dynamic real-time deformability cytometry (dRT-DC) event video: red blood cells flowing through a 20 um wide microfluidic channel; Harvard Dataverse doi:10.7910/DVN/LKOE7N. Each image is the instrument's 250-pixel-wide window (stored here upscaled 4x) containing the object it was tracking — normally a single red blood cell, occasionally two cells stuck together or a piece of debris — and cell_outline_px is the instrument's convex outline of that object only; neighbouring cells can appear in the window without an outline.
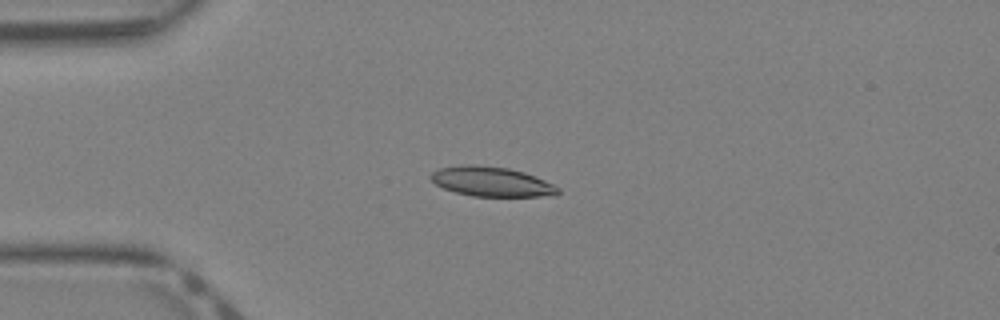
{"species": "Egyptian fruit bat (a non-hibernating species)", "species_latin": "Rousettus aegyptiacus", "temperature_condition": "warm", "stored_images_in_passage": 40, "camera_frame_rate_fps": 3000, "um_per_image_px": 0.085, "animal": {"sex": "female"}, "frame": {"image": 1, "passage_image": 10, "time_ms": 3.0, "image_size_px": [1000, 320], "cell_outline_px": [[560, 192], [556, 196], [472, 196], [456, 192], [444, 188], [436, 184], [428, 176], [432, 172], [440, 168], [464, 164], [472, 164], [508, 168], [524, 172], [544, 180], [560, 188]], "centroid_in_image_um": [41.79, 15.44], "position_along_channel_um": 43.2, "area_um2": 21.96}}
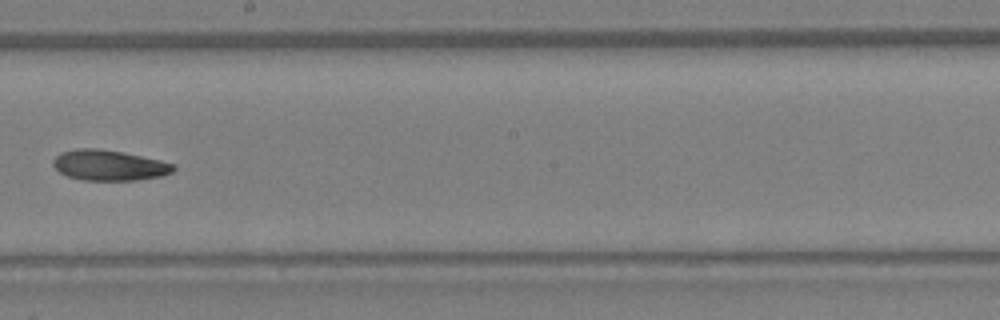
{"frame": {"image": 2, "passage_image": 23, "time_ms": 7.333, "image_size_px": [1000, 320], "cell_outline_px": [[176, 168], [172, 172], [160, 176], [136, 180], [84, 180], [68, 176], [60, 172], [52, 164], [52, 160], [60, 152], [76, 148], [100, 148], [124, 152], [160, 160], [176, 164]], "centroid_in_image_um": [9.27, 14.03], "position_along_channel_um": 238.9, "area_um2": 21.5}}
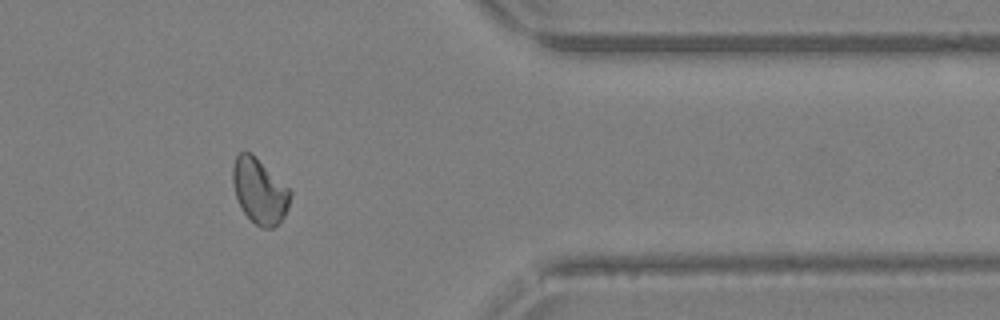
{"frame": {"image": 3, "passage_image": 33, "time_ms": 10.667, "image_size_px": [1000, 320], "cell_outline_px": [[292, 192], [288, 208], [284, 216], [272, 228], [260, 228], [244, 212], [236, 196], [232, 184], [232, 164], [236, 156], [240, 152], [252, 152]], "centroid_in_image_um": [22.04, 16.21], "position_along_channel_um": 389.4, "area_um2": 21.68}}